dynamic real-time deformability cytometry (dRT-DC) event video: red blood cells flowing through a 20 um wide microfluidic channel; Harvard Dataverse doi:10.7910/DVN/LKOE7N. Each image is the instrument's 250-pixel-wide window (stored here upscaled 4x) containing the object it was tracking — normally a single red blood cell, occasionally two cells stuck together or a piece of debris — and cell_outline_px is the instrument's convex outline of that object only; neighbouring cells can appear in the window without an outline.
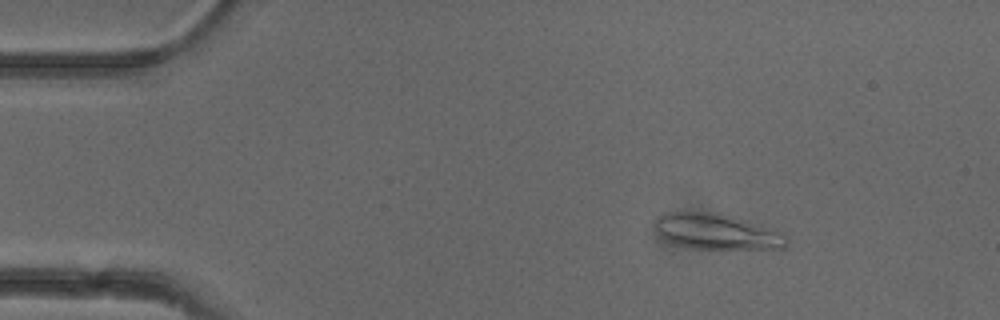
{"species": "common noctule bat (a hibernating species)", "species_latin": "Nyctalus noctula", "temperature_condition": "cold", "stored_images_in_passage": 5, "camera_frame_rate_fps": 3000, "um_per_image_px": 0.085, "animal": {"sex": "female"}, "frame": {"image": 1, "passage_image": 3, "time_ms": 2.333, "image_size_px": [1000, 320], "cell_outline_px": [[788, 244], [784, 248], [700, 248], [676, 244], [664, 240], [656, 232], [656, 220], [664, 212], [716, 212], [732, 216], [776, 228], [784, 232], [788, 236]], "centroid_in_image_um": [60.99, 19.67], "position_along_channel_um": 24.0, "area_um2": 27.4}}